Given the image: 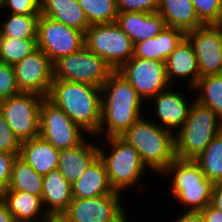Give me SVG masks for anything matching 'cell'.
Here are the masks:
<instances>
[{"mask_svg": "<svg viewBox=\"0 0 222 222\" xmlns=\"http://www.w3.org/2000/svg\"><path fill=\"white\" fill-rule=\"evenodd\" d=\"M101 90V122L98 138L120 136L143 114V100L128 80L114 70ZM101 135V137H100Z\"/></svg>", "mask_w": 222, "mask_h": 222, "instance_id": "obj_1", "label": "cell"}, {"mask_svg": "<svg viewBox=\"0 0 222 222\" xmlns=\"http://www.w3.org/2000/svg\"><path fill=\"white\" fill-rule=\"evenodd\" d=\"M47 98L93 138L101 122V90L92 85L53 80Z\"/></svg>", "mask_w": 222, "mask_h": 222, "instance_id": "obj_2", "label": "cell"}, {"mask_svg": "<svg viewBox=\"0 0 222 222\" xmlns=\"http://www.w3.org/2000/svg\"><path fill=\"white\" fill-rule=\"evenodd\" d=\"M152 120L142 116L120 137L136 149L146 169L159 176L176 158L175 140L174 132Z\"/></svg>", "mask_w": 222, "mask_h": 222, "instance_id": "obj_3", "label": "cell"}, {"mask_svg": "<svg viewBox=\"0 0 222 222\" xmlns=\"http://www.w3.org/2000/svg\"><path fill=\"white\" fill-rule=\"evenodd\" d=\"M161 176H172L171 196L184 206L183 212L201 211L211 203L214 184L204 176L195 160L176 157Z\"/></svg>", "mask_w": 222, "mask_h": 222, "instance_id": "obj_4", "label": "cell"}, {"mask_svg": "<svg viewBox=\"0 0 222 222\" xmlns=\"http://www.w3.org/2000/svg\"><path fill=\"white\" fill-rule=\"evenodd\" d=\"M222 131V120L208 107L193 101L187 120L174 133L175 156L180 159H195Z\"/></svg>", "mask_w": 222, "mask_h": 222, "instance_id": "obj_5", "label": "cell"}, {"mask_svg": "<svg viewBox=\"0 0 222 222\" xmlns=\"http://www.w3.org/2000/svg\"><path fill=\"white\" fill-rule=\"evenodd\" d=\"M105 141L107 142L102 147L98 146V157L105 166L111 187L114 191L123 193L122 191L138 185L147 169L136 149L120 136L107 137ZM106 146L111 149L108 150L110 153L104 150Z\"/></svg>", "mask_w": 222, "mask_h": 222, "instance_id": "obj_6", "label": "cell"}, {"mask_svg": "<svg viewBox=\"0 0 222 222\" xmlns=\"http://www.w3.org/2000/svg\"><path fill=\"white\" fill-rule=\"evenodd\" d=\"M84 46L118 70L134 53V43L114 22L90 25L85 32Z\"/></svg>", "mask_w": 222, "mask_h": 222, "instance_id": "obj_7", "label": "cell"}, {"mask_svg": "<svg viewBox=\"0 0 222 222\" xmlns=\"http://www.w3.org/2000/svg\"><path fill=\"white\" fill-rule=\"evenodd\" d=\"M114 71L85 46L53 63V80L72 81L101 88Z\"/></svg>", "mask_w": 222, "mask_h": 222, "instance_id": "obj_8", "label": "cell"}, {"mask_svg": "<svg viewBox=\"0 0 222 222\" xmlns=\"http://www.w3.org/2000/svg\"><path fill=\"white\" fill-rule=\"evenodd\" d=\"M39 122V136L57 149L73 148L86 138L87 132L47 97L40 106Z\"/></svg>", "mask_w": 222, "mask_h": 222, "instance_id": "obj_9", "label": "cell"}, {"mask_svg": "<svg viewBox=\"0 0 222 222\" xmlns=\"http://www.w3.org/2000/svg\"><path fill=\"white\" fill-rule=\"evenodd\" d=\"M43 96L21 92L0 101V111L21 142L39 136L40 106Z\"/></svg>", "mask_w": 222, "mask_h": 222, "instance_id": "obj_10", "label": "cell"}, {"mask_svg": "<svg viewBox=\"0 0 222 222\" xmlns=\"http://www.w3.org/2000/svg\"><path fill=\"white\" fill-rule=\"evenodd\" d=\"M85 33L40 15L37 23V47L52 63L84 47Z\"/></svg>", "mask_w": 222, "mask_h": 222, "instance_id": "obj_11", "label": "cell"}, {"mask_svg": "<svg viewBox=\"0 0 222 222\" xmlns=\"http://www.w3.org/2000/svg\"><path fill=\"white\" fill-rule=\"evenodd\" d=\"M117 71L128 80L145 103L171 86L163 61L132 56Z\"/></svg>", "mask_w": 222, "mask_h": 222, "instance_id": "obj_12", "label": "cell"}, {"mask_svg": "<svg viewBox=\"0 0 222 222\" xmlns=\"http://www.w3.org/2000/svg\"><path fill=\"white\" fill-rule=\"evenodd\" d=\"M122 193H110L92 198H73L60 216L65 222H118L126 213Z\"/></svg>", "mask_w": 222, "mask_h": 222, "instance_id": "obj_13", "label": "cell"}, {"mask_svg": "<svg viewBox=\"0 0 222 222\" xmlns=\"http://www.w3.org/2000/svg\"><path fill=\"white\" fill-rule=\"evenodd\" d=\"M197 57L201 77L222 74V24L202 25L185 32Z\"/></svg>", "mask_w": 222, "mask_h": 222, "instance_id": "obj_14", "label": "cell"}, {"mask_svg": "<svg viewBox=\"0 0 222 222\" xmlns=\"http://www.w3.org/2000/svg\"><path fill=\"white\" fill-rule=\"evenodd\" d=\"M13 67L20 92L48 96L54 79L53 63L42 50H35Z\"/></svg>", "mask_w": 222, "mask_h": 222, "instance_id": "obj_15", "label": "cell"}, {"mask_svg": "<svg viewBox=\"0 0 222 222\" xmlns=\"http://www.w3.org/2000/svg\"><path fill=\"white\" fill-rule=\"evenodd\" d=\"M173 87L172 85V87L159 92L147 103L153 104L154 108L151 109L154 110L155 116L157 115V122L159 121L156 124L176 133L177 129L179 130L187 120L192 101L191 103L187 101L186 97L181 94V90L176 91Z\"/></svg>", "mask_w": 222, "mask_h": 222, "instance_id": "obj_16", "label": "cell"}, {"mask_svg": "<svg viewBox=\"0 0 222 222\" xmlns=\"http://www.w3.org/2000/svg\"><path fill=\"white\" fill-rule=\"evenodd\" d=\"M165 66L170 85L172 83L174 85L175 82L178 83L177 80L189 79L187 88L192 91L200 79L197 57L193 52L191 44L185 37L168 56Z\"/></svg>", "mask_w": 222, "mask_h": 222, "instance_id": "obj_17", "label": "cell"}, {"mask_svg": "<svg viewBox=\"0 0 222 222\" xmlns=\"http://www.w3.org/2000/svg\"><path fill=\"white\" fill-rule=\"evenodd\" d=\"M115 23L130 37L134 44L155 37L167 27L165 20L158 12L118 13Z\"/></svg>", "mask_w": 222, "mask_h": 222, "instance_id": "obj_18", "label": "cell"}, {"mask_svg": "<svg viewBox=\"0 0 222 222\" xmlns=\"http://www.w3.org/2000/svg\"><path fill=\"white\" fill-rule=\"evenodd\" d=\"M41 198L48 215L60 217L69 207L73 199L72 184L59 169L43 176Z\"/></svg>", "mask_w": 222, "mask_h": 222, "instance_id": "obj_19", "label": "cell"}, {"mask_svg": "<svg viewBox=\"0 0 222 222\" xmlns=\"http://www.w3.org/2000/svg\"><path fill=\"white\" fill-rule=\"evenodd\" d=\"M85 139L73 148L60 149L58 169L71 184L77 181L86 168L98 157V144Z\"/></svg>", "mask_w": 222, "mask_h": 222, "instance_id": "obj_20", "label": "cell"}, {"mask_svg": "<svg viewBox=\"0 0 222 222\" xmlns=\"http://www.w3.org/2000/svg\"><path fill=\"white\" fill-rule=\"evenodd\" d=\"M60 149L40 136L23 141L19 156L42 176L58 169Z\"/></svg>", "mask_w": 222, "mask_h": 222, "instance_id": "obj_21", "label": "cell"}, {"mask_svg": "<svg viewBox=\"0 0 222 222\" xmlns=\"http://www.w3.org/2000/svg\"><path fill=\"white\" fill-rule=\"evenodd\" d=\"M0 198L13 215L15 222L37 221L48 216L40 196L24 191L2 190Z\"/></svg>", "mask_w": 222, "mask_h": 222, "instance_id": "obj_22", "label": "cell"}, {"mask_svg": "<svg viewBox=\"0 0 222 222\" xmlns=\"http://www.w3.org/2000/svg\"><path fill=\"white\" fill-rule=\"evenodd\" d=\"M110 193H120L111 187L105 166L97 157L87 168L83 175L72 183L73 198H92Z\"/></svg>", "mask_w": 222, "mask_h": 222, "instance_id": "obj_23", "label": "cell"}, {"mask_svg": "<svg viewBox=\"0 0 222 222\" xmlns=\"http://www.w3.org/2000/svg\"><path fill=\"white\" fill-rule=\"evenodd\" d=\"M184 37L185 33L182 30L166 27L155 37L135 43L133 57L166 62Z\"/></svg>", "mask_w": 222, "mask_h": 222, "instance_id": "obj_24", "label": "cell"}, {"mask_svg": "<svg viewBox=\"0 0 222 222\" xmlns=\"http://www.w3.org/2000/svg\"><path fill=\"white\" fill-rule=\"evenodd\" d=\"M40 15L86 32L90 26L77 0H40Z\"/></svg>", "mask_w": 222, "mask_h": 222, "instance_id": "obj_25", "label": "cell"}, {"mask_svg": "<svg viewBox=\"0 0 222 222\" xmlns=\"http://www.w3.org/2000/svg\"><path fill=\"white\" fill-rule=\"evenodd\" d=\"M167 27L184 33L204 25L198 18L191 0H159L157 11Z\"/></svg>", "mask_w": 222, "mask_h": 222, "instance_id": "obj_26", "label": "cell"}, {"mask_svg": "<svg viewBox=\"0 0 222 222\" xmlns=\"http://www.w3.org/2000/svg\"><path fill=\"white\" fill-rule=\"evenodd\" d=\"M43 176L37 174L19 155L12 165L10 182L7 189L13 191H24L36 196H42Z\"/></svg>", "mask_w": 222, "mask_h": 222, "instance_id": "obj_27", "label": "cell"}, {"mask_svg": "<svg viewBox=\"0 0 222 222\" xmlns=\"http://www.w3.org/2000/svg\"><path fill=\"white\" fill-rule=\"evenodd\" d=\"M204 176L213 184L222 183V131L219 132L206 149L194 159Z\"/></svg>", "mask_w": 222, "mask_h": 222, "instance_id": "obj_28", "label": "cell"}, {"mask_svg": "<svg viewBox=\"0 0 222 222\" xmlns=\"http://www.w3.org/2000/svg\"><path fill=\"white\" fill-rule=\"evenodd\" d=\"M9 15V16H8ZM0 21V36L19 39H37V23L40 14H10Z\"/></svg>", "mask_w": 222, "mask_h": 222, "instance_id": "obj_29", "label": "cell"}, {"mask_svg": "<svg viewBox=\"0 0 222 222\" xmlns=\"http://www.w3.org/2000/svg\"><path fill=\"white\" fill-rule=\"evenodd\" d=\"M193 90L200 91L195 101L211 108L222 120V74L201 77Z\"/></svg>", "mask_w": 222, "mask_h": 222, "instance_id": "obj_30", "label": "cell"}, {"mask_svg": "<svg viewBox=\"0 0 222 222\" xmlns=\"http://www.w3.org/2000/svg\"><path fill=\"white\" fill-rule=\"evenodd\" d=\"M37 39L0 36V62L14 66L37 50Z\"/></svg>", "mask_w": 222, "mask_h": 222, "instance_id": "obj_31", "label": "cell"}, {"mask_svg": "<svg viewBox=\"0 0 222 222\" xmlns=\"http://www.w3.org/2000/svg\"><path fill=\"white\" fill-rule=\"evenodd\" d=\"M89 25L114 23L118 15L116 0H77Z\"/></svg>", "mask_w": 222, "mask_h": 222, "instance_id": "obj_32", "label": "cell"}, {"mask_svg": "<svg viewBox=\"0 0 222 222\" xmlns=\"http://www.w3.org/2000/svg\"><path fill=\"white\" fill-rule=\"evenodd\" d=\"M199 20L204 24H222V0H191Z\"/></svg>", "mask_w": 222, "mask_h": 222, "instance_id": "obj_33", "label": "cell"}, {"mask_svg": "<svg viewBox=\"0 0 222 222\" xmlns=\"http://www.w3.org/2000/svg\"><path fill=\"white\" fill-rule=\"evenodd\" d=\"M19 93L14 67L0 62V101Z\"/></svg>", "mask_w": 222, "mask_h": 222, "instance_id": "obj_34", "label": "cell"}, {"mask_svg": "<svg viewBox=\"0 0 222 222\" xmlns=\"http://www.w3.org/2000/svg\"><path fill=\"white\" fill-rule=\"evenodd\" d=\"M21 144L0 111V152L20 154Z\"/></svg>", "mask_w": 222, "mask_h": 222, "instance_id": "obj_35", "label": "cell"}, {"mask_svg": "<svg viewBox=\"0 0 222 222\" xmlns=\"http://www.w3.org/2000/svg\"><path fill=\"white\" fill-rule=\"evenodd\" d=\"M118 13L157 11L159 0H116Z\"/></svg>", "mask_w": 222, "mask_h": 222, "instance_id": "obj_36", "label": "cell"}, {"mask_svg": "<svg viewBox=\"0 0 222 222\" xmlns=\"http://www.w3.org/2000/svg\"><path fill=\"white\" fill-rule=\"evenodd\" d=\"M10 14H40V0H3Z\"/></svg>", "mask_w": 222, "mask_h": 222, "instance_id": "obj_37", "label": "cell"}, {"mask_svg": "<svg viewBox=\"0 0 222 222\" xmlns=\"http://www.w3.org/2000/svg\"><path fill=\"white\" fill-rule=\"evenodd\" d=\"M18 155L19 154L0 152V192L8 187L12 165Z\"/></svg>", "mask_w": 222, "mask_h": 222, "instance_id": "obj_38", "label": "cell"}, {"mask_svg": "<svg viewBox=\"0 0 222 222\" xmlns=\"http://www.w3.org/2000/svg\"><path fill=\"white\" fill-rule=\"evenodd\" d=\"M200 212L205 222H222V210L214 208L211 204Z\"/></svg>", "mask_w": 222, "mask_h": 222, "instance_id": "obj_39", "label": "cell"}, {"mask_svg": "<svg viewBox=\"0 0 222 222\" xmlns=\"http://www.w3.org/2000/svg\"><path fill=\"white\" fill-rule=\"evenodd\" d=\"M210 204L214 208L222 210V183H215L213 185Z\"/></svg>", "mask_w": 222, "mask_h": 222, "instance_id": "obj_40", "label": "cell"}, {"mask_svg": "<svg viewBox=\"0 0 222 222\" xmlns=\"http://www.w3.org/2000/svg\"><path fill=\"white\" fill-rule=\"evenodd\" d=\"M172 222H205L200 211L181 213L179 218Z\"/></svg>", "mask_w": 222, "mask_h": 222, "instance_id": "obj_41", "label": "cell"}, {"mask_svg": "<svg viewBox=\"0 0 222 222\" xmlns=\"http://www.w3.org/2000/svg\"><path fill=\"white\" fill-rule=\"evenodd\" d=\"M0 222H15L13 215L8 211L6 204L0 198Z\"/></svg>", "mask_w": 222, "mask_h": 222, "instance_id": "obj_42", "label": "cell"}, {"mask_svg": "<svg viewBox=\"0 0 222 222\" xmlns=\"http://www.w3.org/2000/svg\"><path fill=\"white\" fill-rule=\"evenodd\" d=\"M31 222H58V216L48 215L45 218Z\"/></svg>", "mask_w": 222, "mask_h": 222, "instance_id": "obj_43", "label": "cell"}, {"mask_svg": "<svg viewBox=\"0 0 222 222\" xmlns=\"http://www.w3.org/2000/svg\"><path fill=\"white\" fill-rule=\"evenodd\" d=\"M127 218H128V215L126 213L118 222H130L129 221L130 219H127Z\"/></svg>", "mask_w": 222, "mask_h": 222, "instance_id": "obj_44", "label": "cell"}, {"mask_svg": "<svg viewBox=\"0 0 222 222\" xmlns=\"http://www.w3.org/2000/svg\"><path fill=\"white\" fill-rule=\"evenodd\" d=\"M3 8V0H0V11L1 10H4V9H2Z\"/></svg>", "mask_w": 222, "mask_h": 222, "instance_id": "obj_45", "label": "cell"}, {"mask_svg": "<svg viewBox=\"0 0 222 222\" xmlns=\"http://www.w3.org/2000/svg\"><path fill=\"white\" fill-rule=\"evenodd\" d=\"M58 222H65L61 217H58Z\"/></svg>", "mask_w": 222, "mask_h": 222, "instance_id": "obj_46", "label": "cell"}]
</instances>
